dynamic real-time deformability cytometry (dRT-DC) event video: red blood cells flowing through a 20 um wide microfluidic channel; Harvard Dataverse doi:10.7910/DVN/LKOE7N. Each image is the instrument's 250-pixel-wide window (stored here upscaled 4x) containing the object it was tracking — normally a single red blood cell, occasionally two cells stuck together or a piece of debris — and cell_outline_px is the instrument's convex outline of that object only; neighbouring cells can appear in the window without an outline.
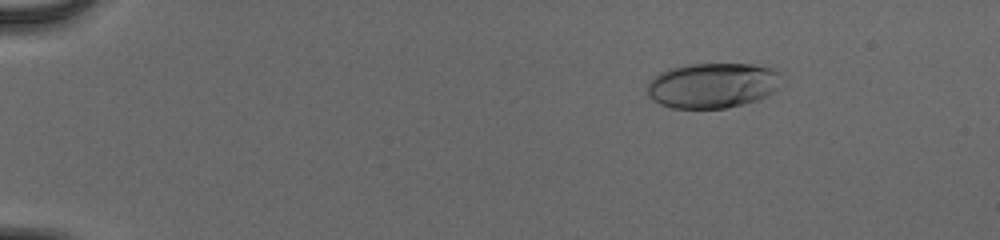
{"species": "human", "species_latin": "Homo sapiens", "temperature_condition": "cold", "stored_images_in_passage": 54, "camera_frame_rate_fps": 3000, "um_per_image_px": 0.085, "donor": {"sex": "male"}, "frame": {"image": 1, "passage_image": 9, "time_ms": 2.667, "image_size_px": [1000, 240], "cell_outline_px": [[784, 84], [772, 92], [756, 100], [724, 108], [672, 108], [660, 104], [652, 100], [648, 96], [648, 84], [652, 76], [660, 72], [672, 68], [688, 64], [752, 64], [772, 68], [780, 72]], "centroid_in_image_um": [60.58, 7.25], "position_along_channel_um": 24.4, "area_um2": 35.55}}
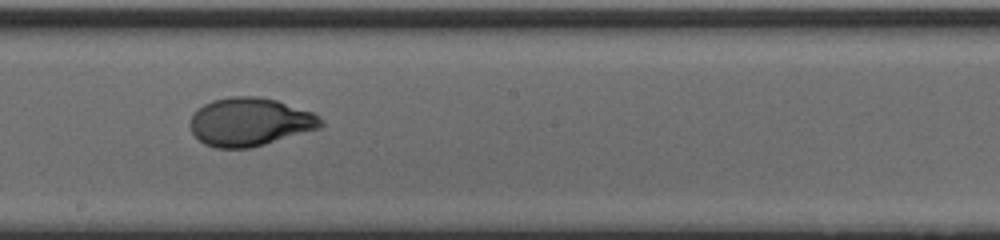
{"frame": {"image": 2, "passage_image": 33, "time_ms": 10.667, "image_size_px": [1000, 240], "cell_outline_px": [[324, 124], [320, 128], [264, 144], [248, 148], [216, 148], [204, 144], [192, 132], [188, 124], [192, 116], [204, 104], [212, 100], [232, 96], [256, 96], [276, 100], [312, 112], [320, 116], [324, 120]], "centroid_in_image_um": [21.25, 10.36], "position_along_channel_um": 227.0, "area_um2": 36.65}}
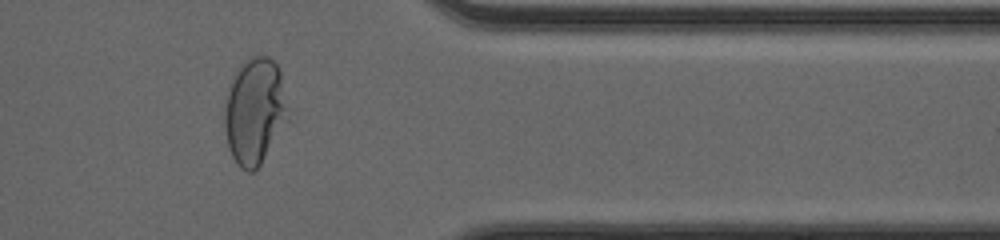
{"frame": {"image": 3, "passage_image": 46, "time_ms": 15.0, "image_size_px": [1000, 240], "cell_outline_px": [[288, 120], [260, 164], [252, 172], [248, 172], [240, 168], [232, 156], [228, 144], [224, 128], [224, 108], [228, 92], [236, 68], [248, 56], [268, 56], [280, 68]], "centroid_in_image_um": [21.63, 9.42], "position_along_channel_um": 389.8, "area_um2": 39.07}, "authors_computed_cell_mechanics": {"area_um2": 36.4718, "velocity_mm_per_s": 3.9653, "shape_relaxation_time_tau1_ms": 4.3772, "shape_relaxation_time_tau2_ms": null, "deformation_change_tau1": 0.2192, "deformation_change_tau2": null}}